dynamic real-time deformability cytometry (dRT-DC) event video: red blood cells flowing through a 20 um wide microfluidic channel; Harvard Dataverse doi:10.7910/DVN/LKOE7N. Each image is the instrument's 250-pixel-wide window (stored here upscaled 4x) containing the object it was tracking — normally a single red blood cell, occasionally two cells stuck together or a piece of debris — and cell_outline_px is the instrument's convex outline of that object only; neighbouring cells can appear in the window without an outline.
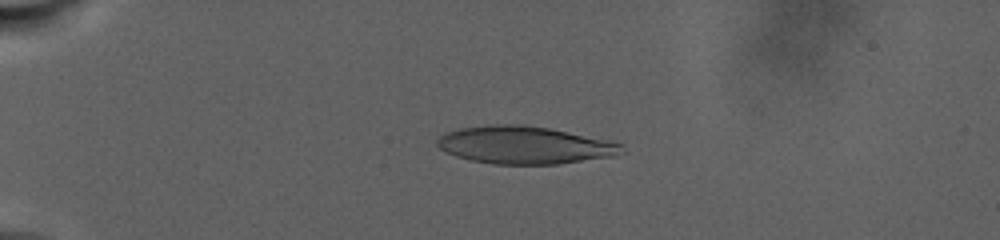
{"species": "human", "species_latin": "Homo sapiens", "temperature_condition": "warm", "stored_images_in_passage": 64, "camera_frame_rate_fps": 3000, "um_per_image_px": 0.085, "donor": {"sex": "male"}, "frame": {"image": 1, "passage_image": 48, "time_ms": 8.0, "image_size_px": [1000, 240], "cell_outline_px": [[628, 152], [616, 156], [556, 164], [492, 164], [472, 160], [456, 156], [444, 152], [436, 144], [436, 140], [444, 132], [460, 128], [488, 124], [528, 124], [548, 128], [624, 144]], "centroid_in_image_um": [44.59, 12.33], "position_along_channel_um": 40.4, "area_um2": 40.75}}